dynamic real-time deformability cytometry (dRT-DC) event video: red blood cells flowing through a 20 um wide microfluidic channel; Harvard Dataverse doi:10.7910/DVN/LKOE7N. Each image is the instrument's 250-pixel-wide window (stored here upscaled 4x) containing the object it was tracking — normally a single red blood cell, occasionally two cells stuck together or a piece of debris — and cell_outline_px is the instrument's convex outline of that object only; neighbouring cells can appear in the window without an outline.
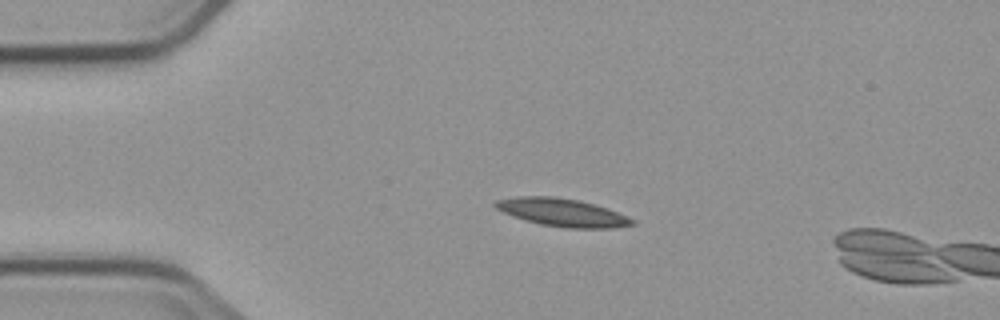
{"species": "common noctule bat (a hibernating species)", "species_latin": "Nyctalus noctula", "temperature_condition": "cold", "stored_images_in_passage": 6, "camera_frame_rate_fps": 3000, "um_per_image_px": 0.085, "animal": {"sex": "male", "body_mass_g": 23.1, "forearm_length_mm": 52.7}, "frame": {"image": 1, "passage_image": 4, "time_ms": 3.333, "image_size_px": [1000, 320], "cell_outline_px": [[636, 224], [612, 228], [568, 228], [540, 224], [512, 216], [496, 208], [492, 204], [496, 200], [520, 196], [552, 196], [580, 200], [596, 204], [608, 208], [628, 216], [636, 220]], "centroid_in_image_um": [47.83, 18.05], "position_along_channel_um": 37.2, "area_um2": 22.37}}